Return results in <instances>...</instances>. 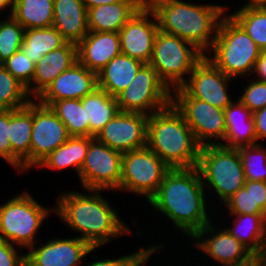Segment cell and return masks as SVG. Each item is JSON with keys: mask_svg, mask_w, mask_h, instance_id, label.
Returning a JSON list of instances; mask_svg holds the SVG:
<instances>
[{"mask_svg": "<svg viewBox=\"0 0 266 266\" xmlns=\"http://www.w3.org/2000/svg\"><path fill=\"white\" fill-rule=\"evenodd\" d=\"M205 187L197 167L170 168L148 204L192 238L210 223Z\"/></svg>", "mask_w": 266, "mask_h": 266, "instance_id": "6da1fadb", "label": "cell"}, {"mask_svg": "<svg viewBox=\"0 0 266 266\" xmlns=\"http://www.w3.org/2000/svg\"><path fill=\"white\" fill-rule=\"evenodd\" d=\"M85 191H89L88 195L76 190L64 191V194L62 192L58 195L54 206L60 220L69 229L81 233L79 239L87 242L92 248H98L117 237L131 233L128 225L117 215V207L112 206L101 195L102 190Z\"/></svg>", "mask_w": 266, "mask_h": 266, "instance_id": "7a4b0ae2", "label": "cell"}, {"mask_svg": "<svg viewBox=\"0 0 266 266\" xmlns=\"http://www.w3.org/2000/svg\"><path fill=\"white\" fill-rule=\"evenodd\" d=\"M146 4L154 12L159 30L192 43L205 55L212 48L219 23L229 8L183 0H146Z\"/></svg>", "mask_w": 266, "mask_h": 266, "instance_id": "3957f363", "label": "cell"}, {"mask_svg": "<svg viewBox=\"0 0 266 266\" xmlns=\"http://www.w3.org/2000/svg\"><path fill=\"white\" fill-rule=\"evenodd\" d=\"M170 168L197 167L201 146L171 103L148 116L147 145Z\"/></svg>", "mask_w": 266, "mask_h": 266, "instance_id": "277c9868", "label": "cell"}, {"mask_svg": "<svg viewBox=\"0 0 266 266\" xmlns=\"http://www.w3.org/2000/svg\"><path fill=\"white\" fill-rule=\"evenodd\" d=\"M261 51L244 29L227 13L222 17L213 46L205 56L226 76L235 79L237 76H252Z\"/></svg>", "mask_w": 266, "mask_h": 266, "instance_id": "5b68a950", "label": "cell"}, {"mask_svg": "<svg viewBox=\"0 0 266 266\" xmlns=\"http://www.w3.org/2000/svg\"><path fill=\"white\" fill-rule=\"evenodd\" d=\"M204 57L205 54L192 43L159 30L149 64L172 92L186 82L185 77Z\"/></svg>", "mask_w": 266, "mask_h": 266, "instance_id": "8992f818", "label": "cell"}, {"mask_svg": "<svg viewBox=\"0 0 266 266\" xmlns=\"http://www.w3.org/2000/svg\"><path fill=\"white\" fill-rule=\"evenodd\" d=\"M197 168L205 189H214L223 204L246 182L238 149L220 144L202 146Z\"/></svg>", "mask_w": 266, "mask_h": 266, "instance_id": "52a82bcc", "label": "cell"}, {"mask_svg": "<svg viewBox=\"0 0 266 266\" xmlns=\"http://www.w3.org/2000/svg\"><path fill=\"white\" fill-rule=\"evenodd\" d=\"M53 209L39 204L24 191L0 205V238L29 249L36 244V234Z\"/></svg>", "mask_w": 266, "mask_h": 266, "instance_id": "ba28073f", "label": "cell"}, {"mask_svg": "<svg viewBox=\"0 0 266 266\" xmlns=\"http://www.w3.org/2000/svg\"><path fill=\"white\" fill-rule=\"evenodd\" d=\"M170 167L147 146L122 154V176L118 191L143 195L149 201Z\"/></svg>", "mask_w": 266, "mask_h": 266, "instance_id": "9c48e42d", "label": "cell"}, {"mask_svg": "<svg viewBox=\"0 0 266 266\" xmlns=\"http://www.w3.org/2000/svg\"><path fill=\"white\" fill-rule=\"evenodd\" d=\"M172 92L150 64H144L129 86L116 96L119 110L146 115L171 104Z\"/></svg>", "mask_w": 266, "mask_h": 266, "instance_id": "30bf717a", "label": "cell"}, {"mask_svg": "<svg viewBox=\"0 0 266 266\" xmlns=\"http://www.w3.org/2000/svg\"><path fill=\"white\" fill-rule=\"evenodd\" d=\"M122 153L90 137L89 148L81 167L79 181L84 190H109L120 187Z\"/></svg>", "mask_w": 266, "mask_h": 266, "instance_id": "8fae6325", "label": "cell"}, {"mask_svg": "<svg viewBox=\"0 0 266 266\" xmlns=\"http://www.w3.org/2000/svg\"><path fill=\"white\" fill-rule=\"evenodd\" d=\"M188 77L180 88L172 91V97H193L220 109L232 102L228 84L233 78L226 76L206 56Z\"/></svg>", "mask_w": 266, "mask_h": 266, "instance_id": "7c38bea8", "label": "cell"}, {"mask_svg": "<svg viewBox=\"0 0 266 266\" xmlns=\"http://www.w3.org/2000/svg\"><path fill=\"white\" fill-rule=\"evenodd\" d=\"M171 103L183 115L201 147L223 143L226 134L224 109L193 97H172Z\"/></svg>", "mask_w": 266, "mask_h": 266, "instance_id": "4fadbf2b", "label": "cell"}, {"mask_svg": "<svg viewBox=\"0 0 266 266\" xmlns=\"http://www.w3.org/2000/svg\"><path fill=\"white\" fill-rule=\"evenodd\" d=\"M70 137L65 124L51 108L33 99L30 169L36 168L45 157L64 144Z\"/></svg>", "mask_w": 266, "mask_h": 266, "instance_id": "5bb4252c", "label": "cell"}, {"mask_svg": "<svg viewBox=\"0 0 266 266\" xmlns=\"http://www.w3.org/2000/svg\"><path fill=\"white\" fill-rule=\"evenodd\" d=\"M158 31L156 16L145 3L118 32L121 53L149 64Z\"/></svg>", "mask_w": 266, "mask_h": 266, "instance_id": "9a60e30c", "label": "cell"}, {"mask_svg": "<svg viewBox=\"0 0 266 266\" xmlns=\"http://www.w3.org/2000/svg\"><path fill=\"white\" fill-rule=\"evenodd\" d=\"M148 115L119 111L95 138L118 152L126 153L147 145Z\"/></svg>", "mask_w": 266, "mask_h": 266, "instance_id": "2e32d148", "label": "cell"}, {"mask_svg": "<svg viewBox=\"0 0 266 266\" xmlns=\"http://www.w3.org/2000/svg\"><path fill=\"white\" fill-rule=\"evenodd\" d=\"M96 249L78 236L65 239L55 237L39 247L35 244L25 256L35 266H80L83 258Z\"/></svg>", "mask_w": 266, "mask_h": 266, "instance_id": "e0dca14e", "label": "cell"}, {"mask_svg": "<svg viewBox=\"0 0 266 266\" xmlns=\"http://www.w3.org/2000/svg\"><path fill=\"white\" fill-rule=\"evenodd\" d=\"M97 88V74L76 62L63 71L36 98L42 105L64 99H82Z\"/></svg>", "mask_w": 266, "mask_h": 266, "instance_id": "ac0fdd59", "label": "cell"}, {"mask_svg": "<svg viewBox=\"0 0 266 266\" xmlns=\"http://www.w3.org/2000/svg\"><path fill=\"white\" fill-rule=\"evenodd\" d=\"M210 222L199 230L191 240L196 249L204 252L213 259L214 263L218 262L225 266L244 258L250 251L243 246L234 236L225 228L220 229ZM220 229V230H219ZM207 236V238H206ZM195 240V241H194Z\"/></svg>", "mask_w": 266, "mask_h": 266, "instance_id": "d6986e66", "label": "cell"}, {"mask_svg": "<svg viewBox=\"0 0 266 266\" xmlns=\"http://www.w3.org/2000/svg\"><path fill=\"white\" fill-rule=\"evenodd\" d=\"M33 99L23 108L9 110L11 166L20 173L30 169Z\"/></svg>", "mask_w": 266, "mask_h": 266, "instance_id": "ffe728a7", "label": "cell"}, {"mask_svg": "<svg viewBox=\"0 0 266 266\" xmlns=\"http://www.w3.org/2000/svg\"><path fill=\"white\" fill-rule=\"evenodd\" d=\"M121 53L117 32H93L77 44L78 62L96 74Z\"/></svg>", "mask_w": 266, "mask_h": 266, "instance_id": "44dd1931", "label": "cell"}, {"mask_svg": "<svg viewBox=\"0 0 266 266\" xmlns=\"http://www.w3.org/2000/svg\"><path fill=\"white\" fill-rule=\"evenodd\" d=\"M76 62L78 57L75 43L66 42L62 47L50 51L36 63L32 84L27 88L28 94L36 99L53 80Z\"/></svg>", "mask_w": 266, "mask_h": 266, "instance_id": "7402d4cb", "label": "cell"}, {"mask_svg": "<svg viewBox=\"0 0 266 266\" xmlns=\"http://www.w3.org/2000/svg\"><path fill=\"white\" fill-rule=\"evenodd\" d=\"M53 27L67 42L78 44L82 41L89 32L83 0H54Z\"/></svg>", "mask_w": 266, "mask_h": 266, "instance_id": "603a6c76", "label": "cell"}, {"mask_svg": "<svg viewBox=\"0 0 266 266\" xmlns=\"http://www.w3.org/2000/svg\"><path fill=\"white\" fill-rule=\"evenodd\" d=\"M146 1H119L87 9L89 31L119 32Z\"/></svg>", "mask_w": 266, "mask_h": 266, "instance_id": "cb8c5ba5", "label": "cell"}, {"mask_svg": "<svg viewBox=\"0 0 266 266\" xmlns=\"http://www.w3.org/2000/svg\"><path fill=\"white\" fill-rule=\"evenodd\" d=\"M143 62L120 53L97 73V87L116 97L137 75Z\"/></svg>", "mask_w": 266, "mask_h": 266, "instance_id": "d4e9b609", "label": "cell"}, {"mask_svg": "<svg viewBox=\"0 0 266 266\" xmlns=\"http://www.w3.org/2000/svg\"><path fill=\"white\" fill-rule=\"evenodd\" d=\"M89 144L90 137L71 136L64 144L45 157L37 167L48 168L52 171L73 167L79 177Z\"/></svg>", "mask_w": 266, "mask_h": 266, "instance_id": "484cf974", "label": "cell"}, {"mask_svg": "<svg viewBox=\"0 0 266 266\" xmlns=\"http://www.w3.org/2000/svg\"><path fill=\"white\" fill-rule=\"evenodd\" d=\"M80 100L85 110L86 121H89L90 137H95L120 111L116 97L99 87Z\"/></svg>", "mask_w": 266, "mask_h": 266, "instance_id": "4316f807", "label": "cell"}, {"mask_svg": "<svg viewBox=\"0 0 266 266\" xmlns=\"http://www.w3.org/2000/svg\"><path fill=\"white\" fill-rule=\"evenodd\" d=\"M234 219L225 229L250 252H258L266 236V215L230 214Z\"/></svg>", "mask_w": 266, "mask_h": 266, "instance_id": "83f0119b", "label": "cell"}, {"mask_svg": "<svg viewBox=\"0 0 266 266\" xmlns=\"http://www.w3.org/2000/svg\"><path fill=\"white\" fill-rule=\"evenodd\" d=\"M54 0H14L11 16L25 30L53 26Z\"/></svg>", "mask_w": 266, "mask_h": 266, "instance_id": "f1b7e54d", "label": "cell"}, {"mask_svg": "<svg viewBox=\"0 0 266 266\" xmlns=\"http://www.w3.org/2000/svg\"><path fill=\"white\" fill-rule=\"evenodd\" d=\"M67 41L55 27L25 30L20 49L35 64L47 53L62 47Z\"/></svg>", "mask_w": 266, "mask_h": 266, "instance_id": "f546056e", "label": "cell"}, {"mask_svg": "<svg viewBox=\"0 0 266 266\" xmlns=\"http://www.w3.org/2000/svg\"><path fill=\"white\" fill-rule=\"evenodd\" d=\"M47 106L65 124L70 136L90 137L89 121L80 99L52 101Z\"/></svg>", "mask_w": 266, "mask_h": 266, "instance_id": "4dcf8cb0", "label": "cell"}, {"mask_svg": "<svg viewBox=\"0 0 266 266\" xmlns=\"http://www.w3.org/2000/svg\"><path fill=\"white\" fill-rule=\"evenodd\" d=\"M32 96L27 87L15 78L4 66L0 67V110L25 107Z\"/></svg>", "mask_w": 266, "mask_h": 266, "instance_id": "1f68e13d", "label": "cell"}, {"mask_svg": "<svg viewBox=\"0 0 266 266\" xmlns=\"http://www.w3.org/2000/svg\"><path fill=\"white\" fill-rule=\"evenodd\" d=\"M229 15L262 51L266 50V8H240Z\"/></svg>", "mask_w": 266, "mask_h": 266, "instance_id": "d6a6232c", "label": "cell"}, {"mask_svg": "<svg viewBox=\"0 0 266 266\" xmlns=\"http://www.w3.org/2000/svg\"><path fill=\"white\" fill-rule=\"evenodd\" d=\"M265 146L258 143L238 148L246 180L266 182Z\"/></svg>", "mask_w": 266, "mask_h": 266, "instance_id": "836d02e7", "label": "cell"}, {"mask_svg": "<svg viewBox=\"0 0 266 266\" xmlns=\"http://www.w3.org/2000/svg\"><path fill=\"white\" fill-rule=\"evenodd\" d=\"M5 19L0 20V59L3 63L20 49L25 33L24 27L11 15Z\"/></svg>", "mask_w": 266, "mask_h": 266, "instance_id": "e575fe53", "label": "cell"}, {"mask_svg": "<svg viewBox=\"0 0 266 266\" xmlns=\"http://www.w3.org/2000/svg\"><path fill=\"white\" fill-rule=\"evenodd\" d=\"M226 134L224 143L220 145L227 148L238 149L240 147L255 145L257 137L254 122L225 123Z\"/></svg>", "mask_w": 266, "mask_h": 266, "instance_id": "d590c367", "label": "cell"}, {"mask_svg": "<svg viewBox=\"0 0 266 266\" xmlns=\"http://www.w3.org/2000/svg\"><path fill=\"white\" fill-rule=\"evenodd\" d=\"M223 205H225L230 214L266 215V213L254 203L251 180H246L245 185Z\"/></svg>", "mask_w": 266, "mask_h": 266, "instance_id": "8d00e7d4", "label": "cell"}, {"mask_svg": "<svg viewBox=\"0 0 266 266\" xmlns=\"http://www.w3.org/2000/svg\"><path fill=\"white\" fill-rule=\"evenodd\" d=\"M160 244L150 245L151 247L149 246L147 249H138L135 253L132 252V254H127L117 259H97L96 261L94 260L93 262L86 263L85 266H142L149 261L151 255H154V253L156 254V251L165 247L162 242Z\"/></svg>", "mask_w": 266, "mask_h": 266, "instance_id": "74e56055", "label": "cell"}, {"mask_svg": "<svg viewBox=\"0 0 266 266\" xmlns=\"http://www.w3.org/2000/svg\"><path fill=\"white\" fill-rule=\"evenodd\" d=\"M35 65L21 49L17 50L3 63V66L27 88L32 84Z\"/></svg>", "mask_w": 266, "mask_h": 266, "instance_id": "f35d334b", "label": "cell"}, {"mask_svg": "<svg viewBox=\"0 0 266 266\" xmlns=\"http://www.w3.org/2000/svg\"><path fill=\"white\" fill-rule=\"evenodd\" d=\"M251 81L243 87L239 100L252 112L266 107V82L250 78Z\"/></svg>", "mask_w": 266, "mask_h": 266, "instance_id": "ab89813d", "label": "cell"}, {"mask_svg": "<svg viewBox=\"0 0 266 266\" xmlns=\"http://www.w3.org/2000/svg\"><path fill=\"white\" fill-rule=\"evenodd\" d=\"M225 123L254 122L253 112L249 110L238 98L224 109Z\"/></svg>", "mask_w": 266, "mask_h": 266, "instance_id": "60d3db41", "label": "cell"}, {"mask_svg": "<svg viewBox=\"0 0 266 266\" xmlns=\"http://www.w3.org/2000/svg\"><path fill=\"white\" fill-rule=\"evenodd\" d=\"M0 158L11 166V141L9 140V110H0Z\"/></svg>", "mask_w": 266, "mask_h": 266, "instance_id": "b9f144b4", "label": "cell"}, {"mask_svg": "<svg viewBox=\"0 0 266 266\" xmlns=\"http://www.w3.org/2000/svg\"><path fill=\"white\" fill-rule=\"evenodd\" d=\"M19 247L0 238V266H18L24 259V254H19Z\"/></svg>", "mask_w": 266, "mask_h": 266, "instance_id": "7bdbcfd3", "label": "cell"}, {"mask_svg": "<svg viewBox=\"0 0 266 266\" xmlns=\"http://www.w3.org/2000/svg\"><path fill=\"white\" fill-rule=\"evenodd\" d=\"M253 120L255 125V132L257 137V143L261 139H266V107L253 112Z\"/></svg>", "mask_w": 266, "mask_h": 266, "instance_id": "ee69618b", "label": "cell"}, {"mask_svg": "<svg viewBox=\"0 0 266 266\" xmlns=\"http://www.w3.org/2000/svg\"><path fill=\"white\" fill-rule=\"evenodd\" d=\"M252 197L255 205L266 213V182L252 181Z\"/></svg>", "mask_w": 266, "mask_h": 266, "instance_id": "f6af8a7d", "label": "cell"}, {"mask_svg": "<svg viewBox=\"0 0 266 266\" xmlns=\"http://www.w3.org/2000/svg\"><path fill=\"white\" fill-rule=\"evenodd\" d=\"M252 73V78H254V74H256L257 80L266 82V50L261 51L260 56L255 62Z\"/></svg>", "mask_w": 266, "mask_h": 266, "instance_id": "bcb514c9", "label": "cell"}, {"mask_svg": "<svg viewBox=\"0 0 266 266\" xmlns=\"http://www.w3.org/2000/svg\"><path fill=\"white\" fill-rule=\"evenodd\" d=\"M225 266H263L262 261L257 252H250L244 258Z\"/></svg>", "mask_w": 266, "mask_h": 266, "instance_id": "7dc6e473", "label": "cell"}, {"mask_svg": "<svg viewBox=\"0 0 266 266\" xmlns=\"http://www.w3.org/2000/svg\"><path fill=\"white\" fill-rule=\"evenodd\" d=\"M119 1H146V0H83L86 9L93 8L95 6H101L103 4H113Z\"/></svg>", "mask_w": 266, "mask_h": 266, "instance_id": "c3c4849f", "label": "cell"}, {"mask_svg": "<svg viewBox=\"0 0 266 266\" xmlns=\"http://www.w3.org/2000/svg\"><path fill=\"white\" fill-rule=\"evenodd\" d=\"M241 8H266V0H249Z\"/></svg>", "mask_w": 266, "mask_h": 266, "instance_id": "681fc988", "label": "cell"}, {"mask_svg": "<svg viewBox=\"0 0 266 266\" xmlns=\"http://www.w3.org/2000/svg\"><path fill=\"white\" fill-rule=\"evenodd\" d=\"M13 5L14 0H0V13L4 11V9L7 10L8 8H11L10 13L7 14V16H10L12 14Z\"/></svg>", "mask_w": 266, "mask_h": 266, "instance_id": "f907efd6", "label": "cell"}, {"mask_svg": "<svg viewBox=\"0 0 266 266\" xmlns=\"http://www.w3.org/2000/svg\"><path fill=\"white\" fill-rule=\"evenodd\" d=\"M257 253L262 261V265L266 266V236Z\"/></svg>", "mask_w": 266, "mask_h": 266, "instance_id": "816d5d0a", "label": "cell"}, {"mask_svg": "<svg viewBox=\"0 0 266 266\" xmlns=\"http://www.w3.org/2000/svg\"><path fill=\"white\" fill-rule=\"evenodd\" d=\"M18 266H35L26 256L24 259L18 264Z\"/></svg>", "mask_w": 266, "mask_h": 266, "instance_id": "f5cc1de1", "label": "cell"}, {"mask_svg": "<svg viewBox=\"0 0 266 266\" xmlns=\"http://www.w3.org/2000/svg\"><path fill=\"white\" fill-rule=\"evenodd\" d=\"M1 66H3V62H2L1 59H0V67H1Z\"/></svg>", "mask_w": 266, "mask_h": 266, "instance_id": "db71d44e", "label": "cell"}]
</instances>
